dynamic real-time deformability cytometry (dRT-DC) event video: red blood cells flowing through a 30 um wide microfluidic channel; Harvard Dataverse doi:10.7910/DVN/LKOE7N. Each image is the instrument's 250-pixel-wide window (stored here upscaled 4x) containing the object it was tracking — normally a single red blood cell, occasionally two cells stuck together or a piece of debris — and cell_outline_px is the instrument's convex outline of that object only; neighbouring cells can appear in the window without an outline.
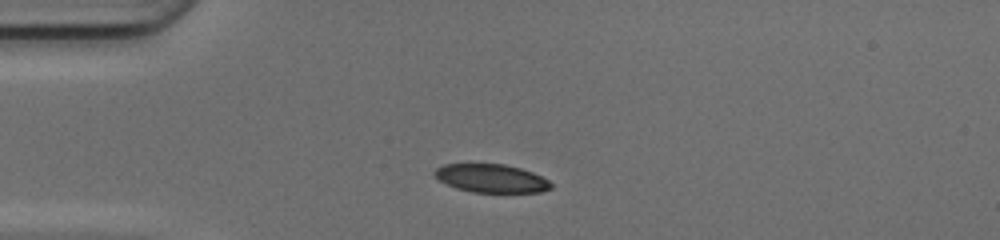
{"species": "common noctule bat (a hibernating species)", "species_latin": "Nyctalus noctula", "temperature_condition": "cold", "stored_images_in_passage": 30, "camera_frame_rate_fps": 3000, "um_per_image_px": 0.085, "animal": {"sex": "female", "body_mass_g": 17.0, "forearm_length_mm": 48.0}, "frame": {"image": 1, "passage_image": 1, "time_ms": 0.0, "image_size_px": [1000, 240], "cell_outline_px": [[552, 188], [540, 192], [472, 192], [456, 188], [440, 180], [432, 172], [436, 168], [444, 164], [504, 164], [520, 168], [532, 172], [548, 180], [552, 184]], "centroid_in_image_um": [41.76, 15.16], "position_along_channel_um": 43.2, "area_um2": 19.07}}
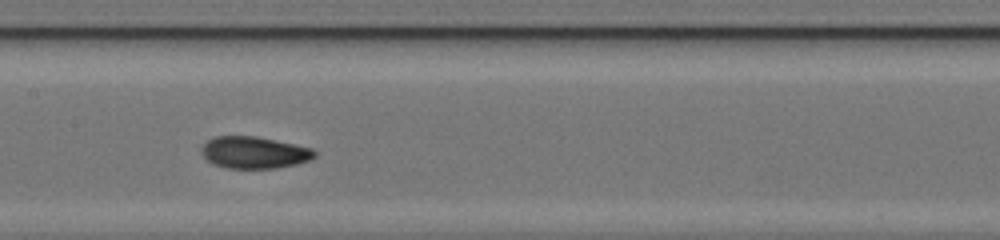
{"frame": {"image": 2, "passage_image": 13, "time_ms": 4.0, "image_size_px": [1000, 240], "cell_outline_px": [[316, 156], [308, 160], [296, 164], [276, 168], [228, 168], [212, 164], [200, 152], [200, 148], [208, 140], [216, 136], [256, 136], [312, 148], [316, 152]], "centroid_in_image_um": [21.58, 12.96], "position_along_channel_um": 185.8, "area_um2": 20.92}}
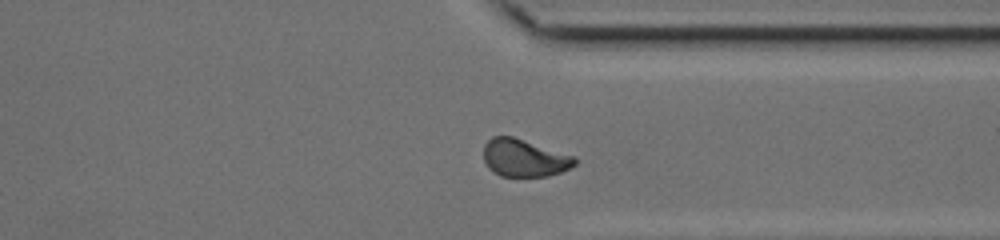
{"frame": {"image": 3, "passage_image": 26, "time_ms": 8.333, "image_size_px": [1000, 240], "cell_outline_px": [[576, 164], [560, 172], [548, 176], [500, 176], [492, 172], [488, 168], [484, 160], [484, 144], [492, 136], [512, 136], [576, 156]], "centroid_in_image_um": [44.55, 13.42], "position_along_channel_um": 366.9, "area_um2": 20.0}, "authors_computed_cell_mechanics": {"area_um2": 20.8369, "velocity_mm_per_s": 4.1958, "shape_relaxation_time_tau1_ms": 4.2811, "shape_relaxation_time_tau2_ms": 1.7592, "deformation_change_tau1": 0.1532, "deformation_change_tau2": 0.0661}}